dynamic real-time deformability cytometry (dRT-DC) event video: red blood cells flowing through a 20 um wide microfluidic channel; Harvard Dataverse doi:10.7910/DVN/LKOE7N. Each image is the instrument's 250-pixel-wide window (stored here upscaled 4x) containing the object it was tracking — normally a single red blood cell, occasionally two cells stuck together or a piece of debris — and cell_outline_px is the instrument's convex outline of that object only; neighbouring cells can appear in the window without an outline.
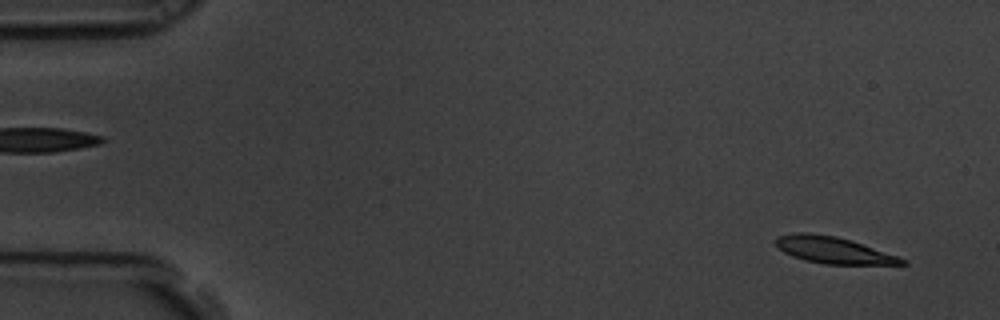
{"species": "common noctule bat (a hibernating species)", "species_latin": "Nyctalus noctula", "temperature_condition": "room temperature", "stored_images_in_passage": 17, "camera_frame_rate_fps": 3000, "um_per_image_px": 0.085, "animal": {"sex": "male", "body_mass_g": 19.5, "forearm_length_mm": 54.6}, "frame": {"image": 1, "passage_image": 3, "time_ms": 0.667, "image_size_px": [1000, 320], "cell_outline_px": [[908, 264], [824, 264], [804, 260], [792, 256], [776, 248], [776, 236], [796, 232], [808, 232], [836, 236], [852, 240], [908, 260]], "centroid_in_image_um": [70.79, 21.25], "position_along_channel_um": 14.2, "area_um2": 19.65}}
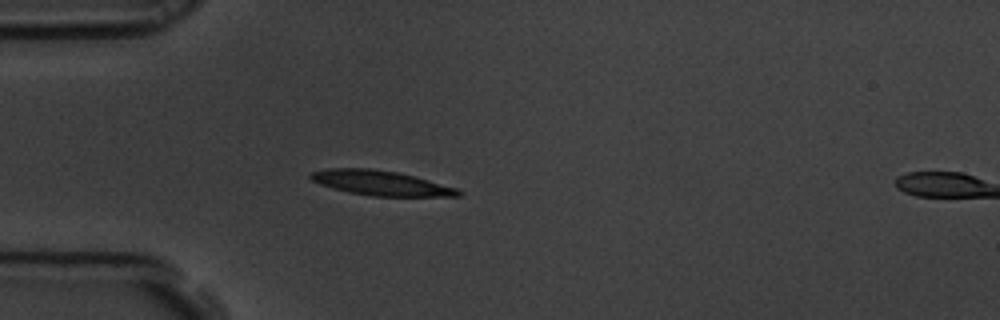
{"frame": {"image": 2, "passage_image": 16, "time_ms": 5.0, "image_size_px": [1000, 320], "cell_outline_px": [[464, 192], [460, 196], [372, 196], [348, 192], [320, 184], [312, 180], [308, 176], [312, 172], [328, 168], [372, 168], [396, 172], [412, 176], [456, 188]], "centroid_in_image_um": [32.34, 15.55], "position_along_channel_um": 52.7, "area_um2": 21.04}}